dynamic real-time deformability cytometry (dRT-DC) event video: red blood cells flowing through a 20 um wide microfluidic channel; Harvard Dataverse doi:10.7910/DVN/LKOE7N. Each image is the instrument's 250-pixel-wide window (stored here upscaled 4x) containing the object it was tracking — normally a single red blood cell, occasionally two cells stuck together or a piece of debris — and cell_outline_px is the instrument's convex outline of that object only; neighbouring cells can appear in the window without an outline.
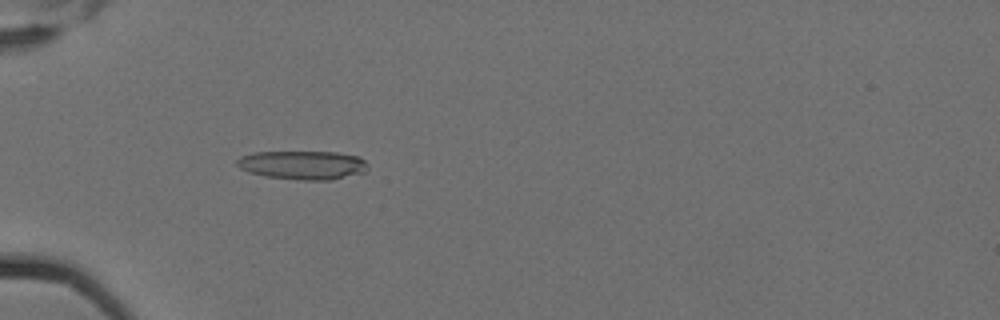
{"species": "Egyptian fruit bat (a non-hibernating species)", "species_latin": "Rousettus aegyptiacus", "temperature_condition": "cold", "stored_images_in_passage": 5, "camera_frame_rate_fps": 3000, "um_per_image_px": 0.085, "animal": {"sex": "female"}, "frame": {"image": 1, "passage_image": 5, "time_ms": 1.333, "image_size_px": [1000, 320], "cell_outline_px": [[368, 168], [364, 172], [332, 180], [300, 180], [264, 176], [248, 172], [240, 168], [236, 164], [236, 160], [240, 156], [252, 152], [336, 152], [360, 156], [368, 164]], "centroid_in_image_um": [25.73, 14.02], "position_along_channel_um": 59.3, "area_um2": 22.14}}